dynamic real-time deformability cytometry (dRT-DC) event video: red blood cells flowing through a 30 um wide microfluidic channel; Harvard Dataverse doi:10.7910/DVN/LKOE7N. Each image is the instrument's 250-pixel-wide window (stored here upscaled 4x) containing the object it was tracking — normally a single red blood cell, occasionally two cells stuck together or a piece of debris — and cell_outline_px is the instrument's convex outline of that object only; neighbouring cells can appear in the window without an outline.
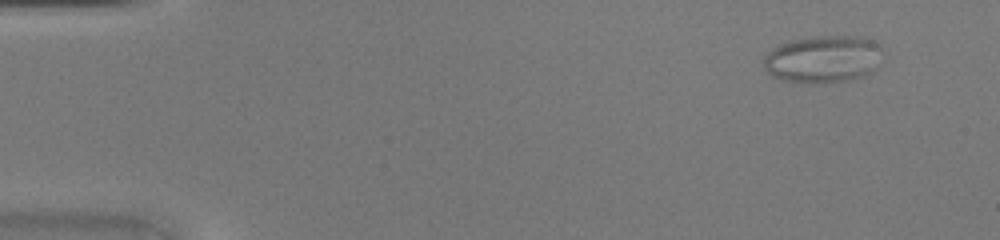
{"species": "common noctule bat (a hibernating species)", "species_latin": "Nyctalus noctula", "temperature_condition": "warm", "stored_images_in_passage": 43, "camera_frame_rate_fps": 3000, "um_per_image_px": 0.085, "animal": {"sex": "female", "body_mass_g": 20.0, "forearm_length_mm": 54.0}, "frame": {"image": 1, "passage_image": 1, "time_ms": 0.0, "image_size_px": [1000, 240], "cell_outline_px": [[880, 48], [876, 68], [872, 72], [864, 76], [844, 80], [808, 84], [784, 80], [772, 76], [764, 68], [764, 56], [772, 48], [780, 44], [792, 40], [816, 36], [860, 36], [872, 40], [880, 44]], "centroid_in_image_um": [69.93, 5.02], "position_along_channel_um": 15.1, "area_um2": 32.66}}
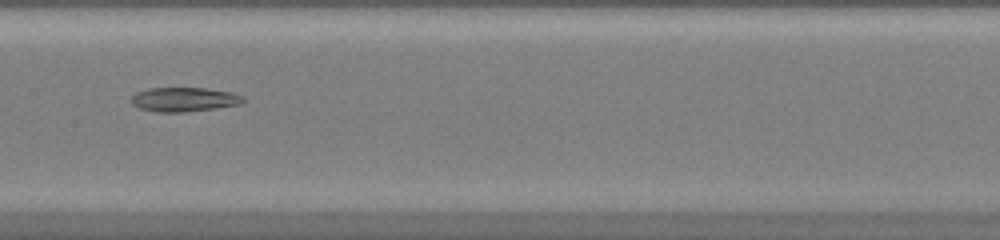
{"frame": {"image": 2, "passage_image": 21, "time_ms": 6.667, "image_size_px": [1000, 240], "cell_outline_px": [[244, 100], [240, 104], [216, 108], [184, 112], [156, 112], [140, 108], [132, 104], [132, 96], [136, 92], [148, 88], [204, 88], [232, 92], [244, 96]], "centroid_in_image_um": [15.65, 8.45], "position_along_channel_um": 191.8, "area_um2": 15.78}}
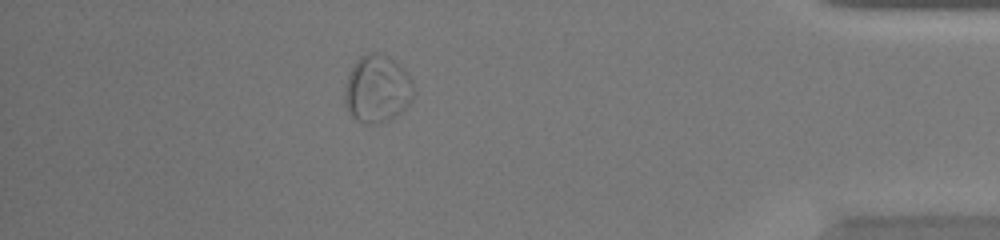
{"frame": {"image": 3, "passage_image": 38, "time_ms": 12.333, "image_size_px": [1000, 240], "cell_outline_px": [[412, 96], [408, 104], [396, 116], [380, 124], [364, 124], [356, 120], [348, 112], [344, 100], [344, 84], [348, 72], [352, 64], [360, 56], [368, 52], [372, 52], [388, 56], [404, 68], [412, 80]], "centroid_in_image_um": [32.01, 7.55], "position_along_channel_um": 403.2, "area_um2": 27.46}}